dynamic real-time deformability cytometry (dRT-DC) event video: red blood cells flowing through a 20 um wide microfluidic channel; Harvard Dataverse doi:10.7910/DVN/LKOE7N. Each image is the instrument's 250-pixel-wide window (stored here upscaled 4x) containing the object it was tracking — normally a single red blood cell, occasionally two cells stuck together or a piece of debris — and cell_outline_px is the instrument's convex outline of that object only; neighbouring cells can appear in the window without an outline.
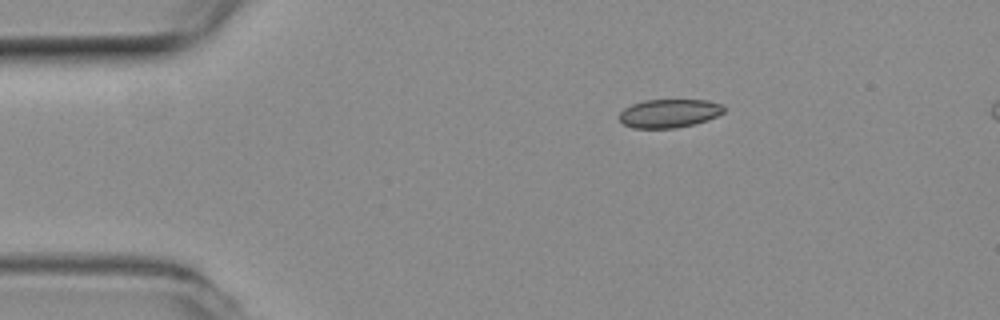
{"species": "common noctule bat (a hibernating species)", "species_latin": "Nyctalus noctula", "temperature_condition": "room temperature", "stored_images_in_passage": 46, "camera_frame_rate_fps": 3000, "um_per_image_px": 0.085, "animal": {"sex": "female", "body_mass_g": 19.3, "forearm_length_mm": 54.1}, "frame": {"image": 1, "passage_image": 1, "time_ms": 0.0, "image_size_px": [1000, 320], "cell_outline_px": [[724, 112], [708, 120], [696, 124], [676, 128], [632, 128], [624, 124], [620, 120], [620, 112], [624, 108], [632, 104], [644, 100], [708, 100], [724, 104]], "centroid_in_image_um": [56.91, 9.63], "position_along_channel_um": 28.1, "area_um2": 17.51}}
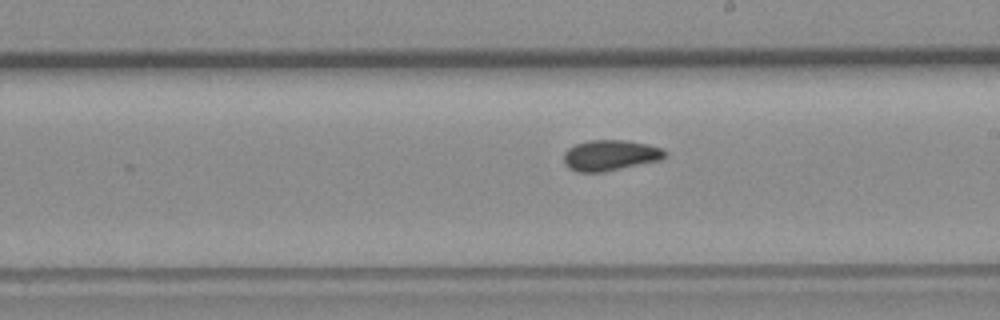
{"frame": {"image": 2, "passage_image": 22, "time_ms": 7.0, "image_size_px": [1000, 320], "cell_outline_px": [[668, 156], [660, 160], [604, 172], [576, 172], [568, 168], [564, 164], [564, 152], [568, 148], [576, 144], [588, 140], [624, 140], [648, 144], [660, 148], [668, 152]], "centroid_in_image_um": [51.86, 13.2], "position_along_channel_um": 237.1, "area_um2": 18.26}}
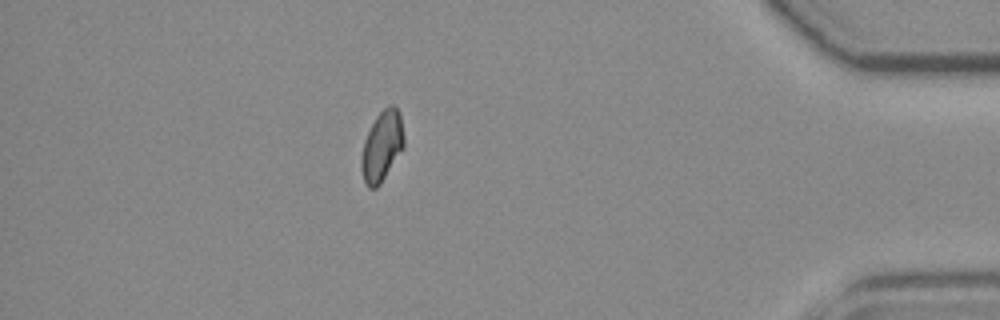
{"frame": {"image": 3, "passage_image": 39, "time_ms": 12.667, "image_size_px": [1000, 320], "cell_outline_px": [[404, 148], [380, 184], [376, 188], [368, 188], [364, 184], [360, 168], [360, 156], [364, 140], [376, 116], [388, 104], [392, 104], [400, 112], [404, 136]], "centroid_in_image_um": [32.45, 12.44], "position_along_channel_um": 402.7, "area_um2": 17.74}}